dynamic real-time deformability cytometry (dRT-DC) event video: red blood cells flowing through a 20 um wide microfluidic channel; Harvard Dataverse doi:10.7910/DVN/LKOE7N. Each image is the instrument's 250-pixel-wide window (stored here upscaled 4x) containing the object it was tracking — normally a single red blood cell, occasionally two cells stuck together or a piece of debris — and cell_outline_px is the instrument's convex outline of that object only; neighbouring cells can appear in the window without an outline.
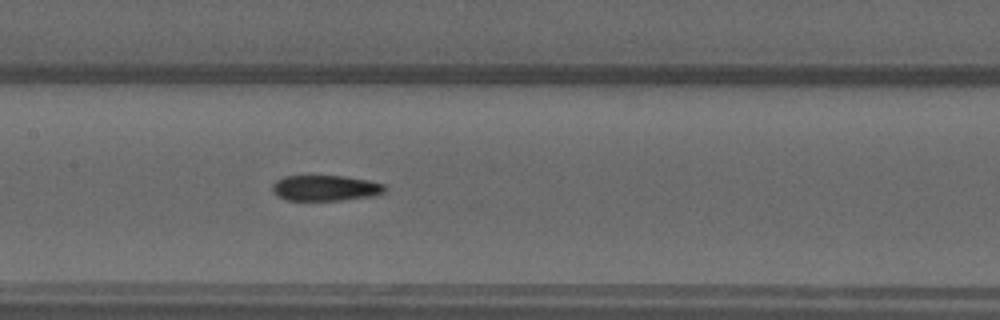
{"species": "common noctule bat (a hibernating species)", "species_latin": "Nyctalus noctula", "temperature_condition": "warm", "stored_images_in_passage": 52, "camera_frame_rate_fps": 3000, "um_per_image_px": 0.085, "animal": {"sex": "male", "forearm_length_mm": 52.5}, "frame": {"image": 1, "passage_image": 25, "time_ms": 8.0, "image_size_px": [1000, 320], "cell_outline_px": [[388, 188], [384, 192], [372, 196], [340, 200], [284, 200], [272, 192], [272, 184], [276, 180], [284, 176], [344, 176], [368, 180], [384, 184]], "centroid_in_image_um": [27.64, 15.98], "position_along_channel_um": 179.8, "area_um2": 16.88}}
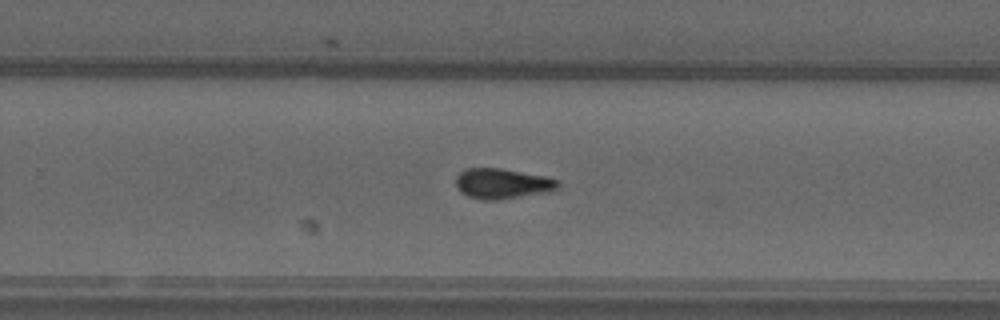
{"frame": {"image": 2, "passage_image": 33, "time_ms": 10.667, "image_size_px": [1000, 320], "cell_outline_px": [[560, 188], [544, 192], [500, 200], [484, 200], [468, 196], [460, 192], [456, 188], [456, 176], [464, 168], [500, 168], [544, 176], [560, 180]], "centroid_in_image_um": [42.67, 15.6], "position_along_channel_um": 287.1, "area_um2": 18.09}}
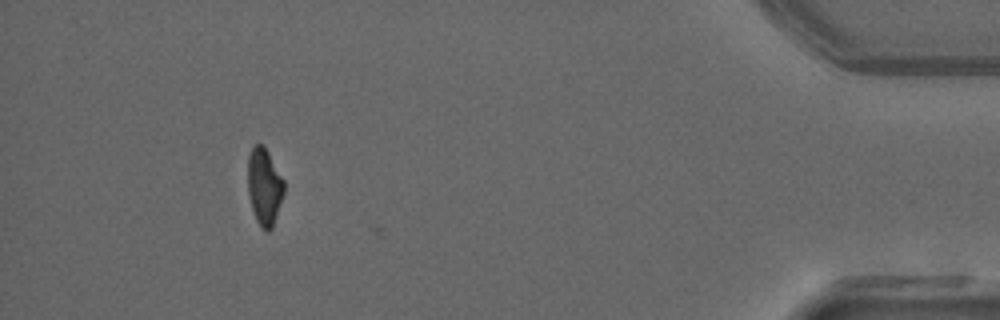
{"frame": {"image": 3, "passage_image": 47, "time_ms": 15.333, "image_size_px": [1000, 320], "cell_outline_px": [[284, 192], [272, 228], [268, 232], [264, 232], [260, 228], [256, 220], [252, 208], [248, 192], [248, 156], [252, 144], [264, 144], [284, 180]], "centroid_in_image_um": [22.46, 15.85], "position_along_channel_um": 412.7, "area_um2": 16.42}, "authors_computed_cell_mechanics": {"area_um2": 17.0221, "velocity_mm_per_s": 4.0486, "shape_relaxation_time_tau1_ms": null, "shape_relaxation_time_tau2_ms": 3.9331, "deformation_change_tau1": null, "deformation_change_tau2": 0.0904}}